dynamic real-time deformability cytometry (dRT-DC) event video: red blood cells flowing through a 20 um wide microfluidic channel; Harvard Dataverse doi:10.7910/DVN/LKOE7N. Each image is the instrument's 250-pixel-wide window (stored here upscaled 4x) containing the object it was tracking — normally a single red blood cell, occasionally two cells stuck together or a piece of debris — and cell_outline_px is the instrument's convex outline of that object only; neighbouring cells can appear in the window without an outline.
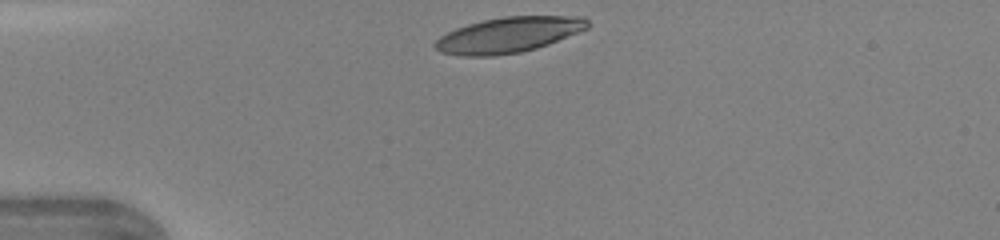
{"species": "human", "species_latin": "Homo sapiens", "temperature_condition": "warm", "stored_images_in_passage": 28, "camera_frame_rate_fps": 3000, "um_per_image_px": 0.085, "donor": {"sex": "female"}, "frame": {"image": 1, "passage_image": 1, "time_ms": 0.0, "image_size_px": [1000, 240], "cell_outline_px": [[588, 28], [548, 44], [536, 48], [520, 52], [492, 56], [460, 56], [440, 52], [432, 44], [440, 36], [456, 28], [468, 24], [484, 20], [504, 16], [584, 16], [588, 20]], "centroid_in_image_um": [43.21, 2.96], "position_along_channel_um": 41.8, "area_um2": 31.44}}
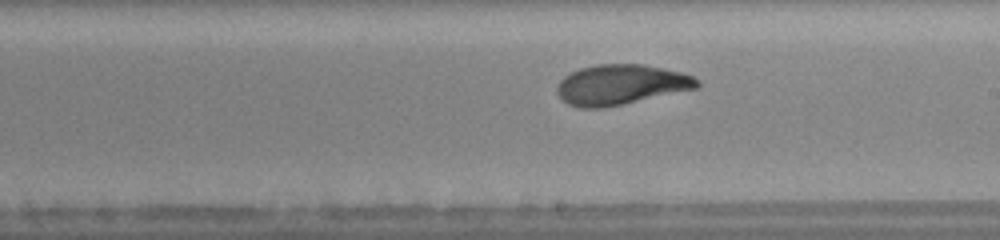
{"frame": {"image": 2, "passage_image": 16, "time_ms": 5.0, "image_size_px": [1000, 240], "cell_outline_px": [[700, 84], [696, 88], [604, 108], [580, 108], [568, 104], [556, 92], [556, 88], [560, 80], [564, 76], [580, 68], [596, 64], [644, 64], [684, 72], [700, 80]], "centroid_in_image_um": [52.77, 7.18], "position_along_channel_um": 236.2, "area_um2": 32.77}}
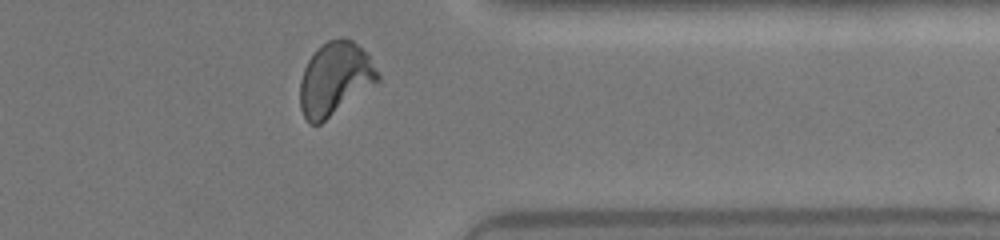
{"frame": {"image": 3, "passage_image": 26, "time_ms": 8.333, "image_size_px": [1000, 240], "cell_outline_px": [[380, 80], [320, 124], [308, 124], [300, 108], [300, 80], [304, 68], [308, 60], [328, 40], [340, 36], [344, 36], [352, 40], [368, 56], [380, 76]], "centroid_in_image_um": [28.45, 6.71], "position_along_channel_um": 383.0, "area_um2": 32.66}}